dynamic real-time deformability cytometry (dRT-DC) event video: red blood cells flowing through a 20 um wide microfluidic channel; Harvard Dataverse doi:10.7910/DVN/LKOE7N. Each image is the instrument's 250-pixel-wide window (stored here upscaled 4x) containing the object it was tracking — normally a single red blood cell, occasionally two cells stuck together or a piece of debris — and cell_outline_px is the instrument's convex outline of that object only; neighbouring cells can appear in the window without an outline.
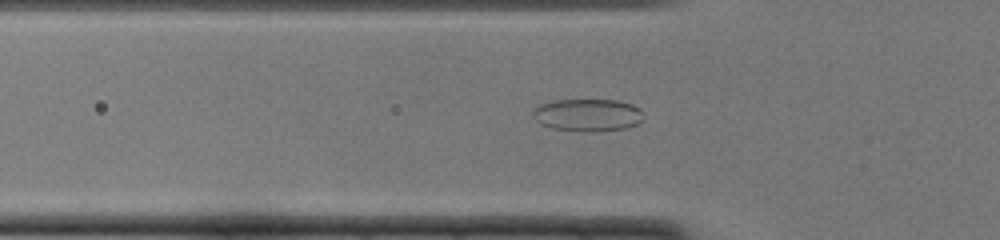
{"species": "common noctule bat (a hibernating species)", "species_latin": "Nyctalus noctula", "temperature_condition": "cold", "stored_images_in_passage": 41, "camera_frame_rate_fps": 3000, "um_per_image_px": 0.085, "animal": {"sex": "female", "body_mass_g": 22.0, "forearm_length_mm": 56.7}, "frame": {"image": 1, "passage_image": 7, "time_ms": 2.0, "image_size_px": [1000, 240], "cell_outline_px": [[644, 116], [636, 124], [624, 128], [600, 132], [580, 132], [552, 128], [540, 124], [532, 116], [532, 112], [540, 104], [556, 100], [616, 100], [632, 104], [640, 108], [644, 112]], "centroid_in_image_um": [49.96, 9.79], "position_along_channel_um": 75.8, "area_um2": 21.15}}
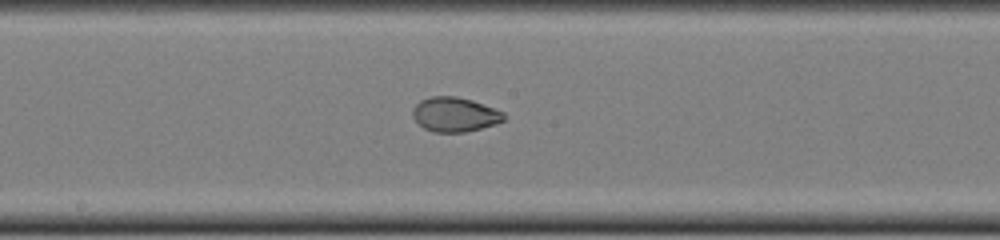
{"frame": {"image": 2, "passage_image": 17, "time_ms": 5.333, "image_size_px": [1000, 240], "cell_outline_px": [[504, 120], [496, 124], [464, 132], [432, 132], [424, 128], [412, 116], [412, 108], [420, 100], [432, 96], [456, 96], [472, 100], [504, 112]], "centroid_in_image_um": [38.63, 9.72], "position_along_channel_um": 209.6, "area_um2": 18.26}}
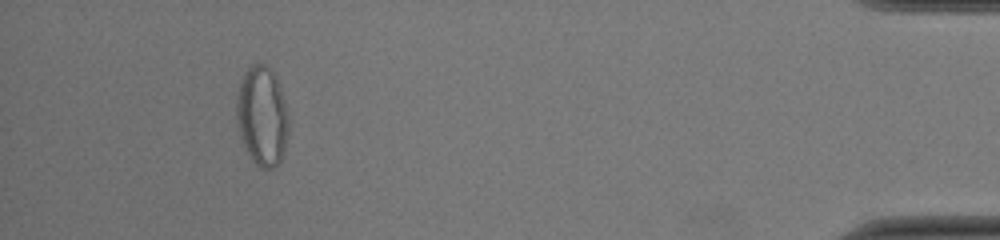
{"frame": {"image": 3, "passage_image": 37, "time_ms": 12.0, "image_size_px": [1000, 240], "cell_outline_px": [[288, 132], [284, 152], [280, 160], [272, 168], [264, 168], [256, 164], [252, 160], [244, 148], [236, 124], [236, 92], [240, 80], [244, 72], [252, 64], [264, 64], [272, 68], [276, 76], [280, 88], [288, 120]], "centroid_in_image_um": [22.24, 9.84], "position_along_channel_um": 413.0, "area_um2": 30.4}, "authors_computed_cell_mechanics": {"area_um2": 21.097, "velocity_mm_per_s": 4.0054, "shape_relaxation_time_tau1_ms": 9.348, "shape_relaxation_time_tau2_ms": null, "deformation_change_tau1": 0.236, "deformation_change_tau2": null}}